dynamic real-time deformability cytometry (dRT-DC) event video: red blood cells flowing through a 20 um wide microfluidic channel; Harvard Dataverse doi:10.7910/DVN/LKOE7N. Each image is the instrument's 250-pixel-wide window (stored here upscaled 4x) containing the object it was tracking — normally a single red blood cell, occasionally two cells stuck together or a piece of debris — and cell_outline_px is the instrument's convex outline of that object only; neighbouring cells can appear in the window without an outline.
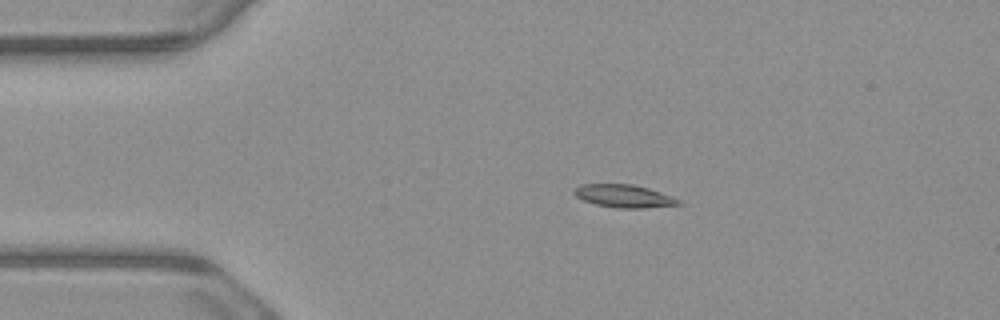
{"species": "common noctule bat (a hibernating species)", "species_latin": "Nyctalus noctula", "temperature_condition": "warm", "stored_images_in_passage": 5, "camera_frame_rate_fps": 3000, "um_per_image_px": 0.085, "animal": {"sex": "male", "body_mass_g": 23.1, "forearm_length_mm": 52.7}, "frame": {"image": 1, "passage_image": 2, "time_ms": 0.333, "image_size_px": [1000, 320], "cell_outline_px": [[684, 204], [644, 208], [616, 208], [596, 204], [584, 200], [576, 196], [572, 192], [580, 184], [632, 184], [648, 188], [660, 192], [680, 200]], "centroid_in_image_um": [53.04, 16.67], "position_along_channel_um": 32.0, "area_um2": 13.81}}
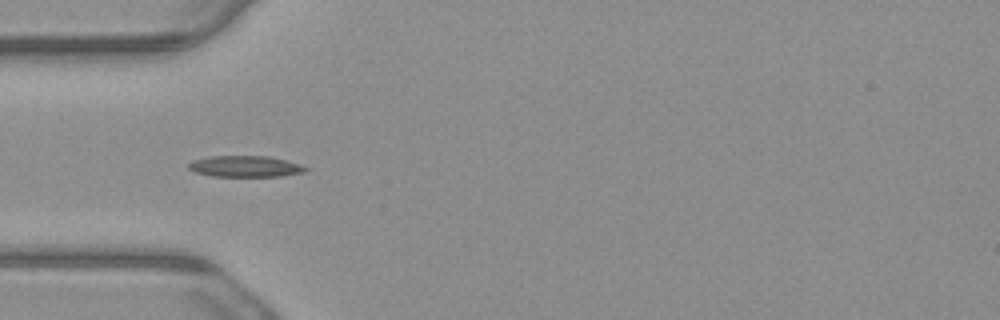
{"frame": {"image": 2, "passage_image": 4, "time_ms": 1.0, "image_size_px": [1000, 320], "cell_outline_px": [[308, 168], [304, 172], [280, 176], [212, 176], [196, 172], [188, 168], [188, 164], [192, 160], [208, 156], [268, 156], [288, 160], [300, 164]], "centroid_in_image_um": [20.84, 14.13], "position_along_channel_um": 64.2, "area_um2": 14.45}}
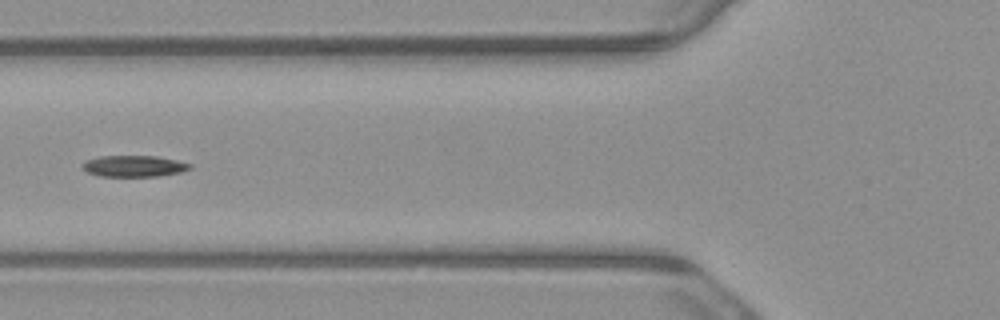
{"frame": {"image": 3, "passage_image": 5, "time_ms": 1.333, "image_size_px": [1000, 320], "cell_outline_px": [[192, 168], [180, 172], [160, 176], [100, 176], [88, 172], [80, 168], [80, 164], [88, 160], [100, 156], [156, 156], [176, 160], [192, 164]], "centroid_in_image_um": [11.38, 14.12], "position_along_channel_um": 114.4, "area_um2": 13.35}}